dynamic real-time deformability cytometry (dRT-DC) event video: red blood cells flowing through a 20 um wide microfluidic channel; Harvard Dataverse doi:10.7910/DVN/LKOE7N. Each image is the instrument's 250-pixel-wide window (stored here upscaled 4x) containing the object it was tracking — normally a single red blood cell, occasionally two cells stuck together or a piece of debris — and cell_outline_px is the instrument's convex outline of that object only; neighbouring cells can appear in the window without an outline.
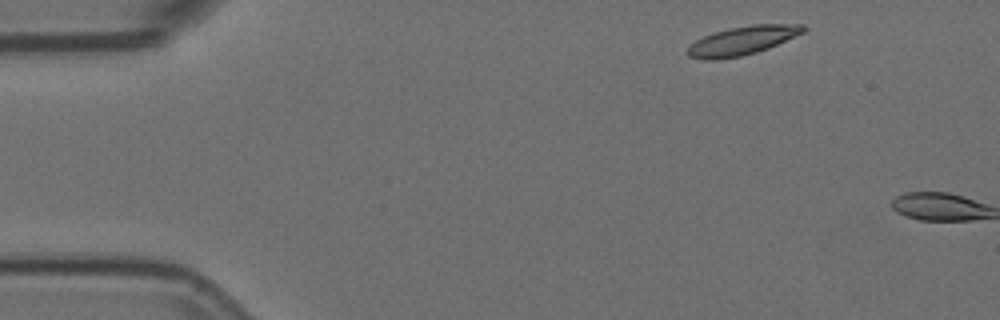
{"species": "Egyptian fruit bat (a non-hibernating species)", "species_latin": "Rousettus aegyptiacus", "temperature_condition": "room temperature", "stored_images_in_passage": 2, "camera_frame_rate_fps": 3000, "um_per_image_px": 0.085, "animal": {"sex": "female"}, "frame": {"image": 1, "passage_image": 1, "time_ms": 0.0, "image_size_px": [1000, 320], "cell_outline_px": [[808, 28], [804, 32], [768, 48], [756, 52], [740, 56], [716, 60], [704, 60], [688, 56], [684, 52], [696, 40], [704, 36], [728, 28], [752, 24], [804, 24]], "centroid_in_image_um": [63.09, 3.45], "position_along_channel_um": 21.9, "area_um2": 19.36}}